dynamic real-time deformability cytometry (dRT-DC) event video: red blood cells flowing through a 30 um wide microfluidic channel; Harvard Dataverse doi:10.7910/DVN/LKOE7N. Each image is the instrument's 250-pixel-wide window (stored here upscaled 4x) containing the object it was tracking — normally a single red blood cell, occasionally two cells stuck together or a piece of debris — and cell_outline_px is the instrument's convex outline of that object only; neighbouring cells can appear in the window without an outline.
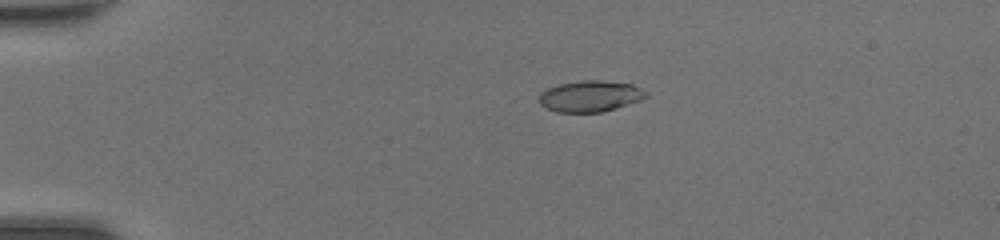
{"species": "common noctule bat (a hibernating species)", "species_latin": "Nyctalus noctula", "temperature_condition": "room temperature", "stored_images_in_passage": 39, "camera_frame_rate_fps": 3000, "um_per_image_px": 0.085, "animal": {"sex": "female", "body_mass_g": 20.0, "forearm_length_mm": 54.0}, "frame": {"image": 1, "passage_image": 2, "time_ms": 0.333, "image_size_px": [1000, 240], "cell_outline_px": [[648, 96], [640, 100], [600, 112], [556, 112], [540, 104], [540, 92], [548, 88], [560, 84], [580, 80], [600, 80], [632, 84], [648, 92]], "centroid_in_image_um": [50.17, 8.16], "position_along_channel_um": 34.8, "area_um2": 19.19}}
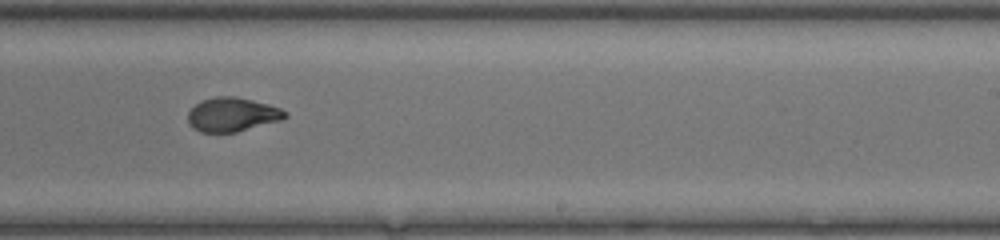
{"frame": {"image": 2, "passage_image": 22, "time_ms": 7.0, "image_size_px": [1000, 240], "cell_outline_px": [[288, 116], [280, 120], [236, 132], [200, 132], [192, 128], [188, 124], [188, 112], [200, 100], [216, 96], [236, 96], [268, 104], [280, 108], [288, 112]], "centroid_in_image_um": [19.72, 9.73], "position_along_channel_um": 269.3, "area_um2": 19.31}}
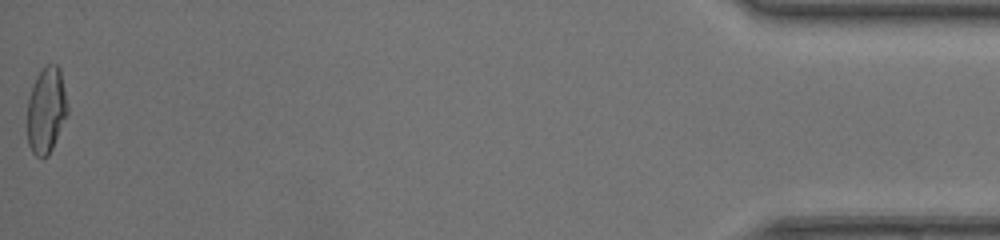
{"frame": {"image": 3, "passage_image": 39, "time_ms": 12.667, "image_size_px": [1000, 240], "cell_outline_px": [[68, 112], [52, 148], [48, 156], [36, 156], [32, 152], [28, 144], [28, 100], [32, 84], [36, 76], [48, 64], [56, 64], [60, 68], [68, 108]], "centroid_in_image_um": [3.93, 9.35], "position_along_channel_um": 431.3, "area_um2": 19.94}, "authors_computed_cell_mechanics": {"area_um2": 19.7098, "velocity_mm_per_s": 4.4366, "shape_relaxation_time_tau1_ms": 6.2927, "shape_relaxation_time_tau2_ms": 0.8991, "deformation_change_tau1": 0.2548, "deformation_change_tau2": 0.0482}}